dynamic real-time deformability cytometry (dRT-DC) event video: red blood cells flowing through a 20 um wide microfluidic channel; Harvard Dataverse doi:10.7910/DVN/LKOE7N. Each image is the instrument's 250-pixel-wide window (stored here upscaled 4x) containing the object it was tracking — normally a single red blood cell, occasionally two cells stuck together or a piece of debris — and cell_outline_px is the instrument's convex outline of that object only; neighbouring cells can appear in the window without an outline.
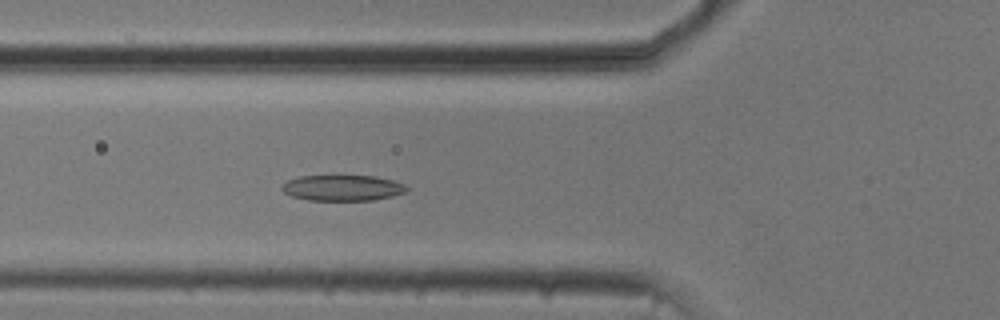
{"species": "common noctule bat (a hibernating species)", "species_latin": "Nyctalus noctula", "temperature_condition": "cold", "stored_images_in_passage": 46, "camera_frame_rate_fps": 3000, "um_per_image_px": 0.085, "animal": {"sex": "male", "body_mass_g": 20.5, "forearm_length_mm": 52.5}, "frame": {"image": 1, "passage_image": 12, "time_ms": 3.667, "image_size_px": [1000, 320], "cell_outline_px": [[408, 188], [404, 192], [392, 196], [372, 200], [308, 200], [292, 196], [284, 192], [280, 188], [288, 180], [300, 176], [376, 176], [392, 180], [404, 184]], "centroid_in_image_um": [29.11, 15.97], "position_along_channel_um": 96.7, "area_um2": 18.55}}
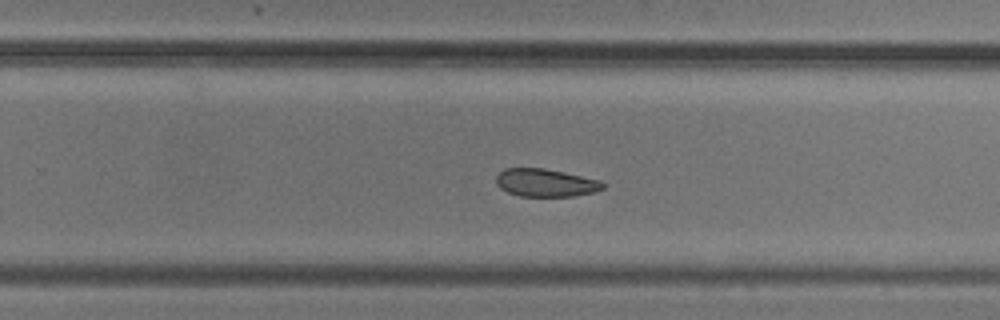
{"frame": {"image": 2, "passage_image": 27, "time_ms": 8.667, "image_size_px": [1000, 320], "cell_outline_px": [[604, 188], [596, 192], [576, 196], [520, 196], [508, 192], [500, 188], [496, 184], [496, 176], [504, 168], [544, 168], [564, 172], [600, 180], [604, 184]], "centroid_in_image_um": [46.38, 15.53], "position_along_channel_um": 283.4, "area_um2": 17.4}}
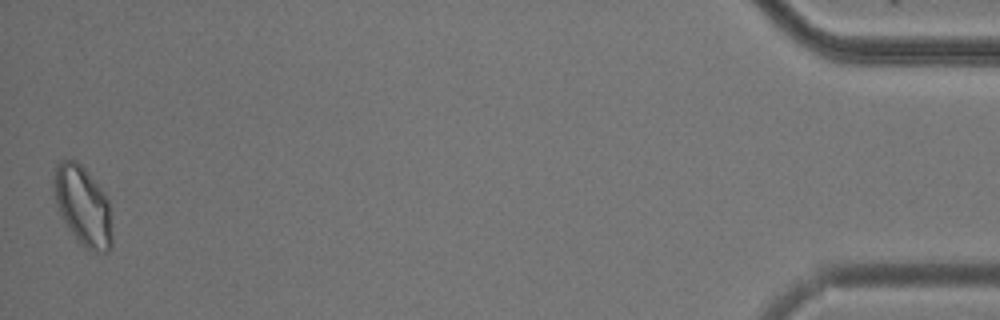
{"frame": {"image": 3, "passage_image": 46, "time_ms": 15.0, "image_size_px": [1000, 320], "cell_outline_px": [[112, 248], [108, 252], [88, 252], [80, 244], [64, 220], [56, 204], [52, 188], [52, 184], [56, 164], [60, 160], [76, 160], [84, 168], [108, 196], [112, 232]], "centroid_in_image_um": [7.06, 17.52], "position_along_channel_um": 428.1, "area_um2": 27.28}, "authors_computed_cell_mechanics": {"area_um2": 19.5942, "velocity_mm_per_s": 3.7335, "shape_relaxation_time_tau1_ms": 2.3893, "shape_relaxation_time_tau2_ms": null, "deformation_change_tau1": 0.0851, "deformation_change_tau2": null}}